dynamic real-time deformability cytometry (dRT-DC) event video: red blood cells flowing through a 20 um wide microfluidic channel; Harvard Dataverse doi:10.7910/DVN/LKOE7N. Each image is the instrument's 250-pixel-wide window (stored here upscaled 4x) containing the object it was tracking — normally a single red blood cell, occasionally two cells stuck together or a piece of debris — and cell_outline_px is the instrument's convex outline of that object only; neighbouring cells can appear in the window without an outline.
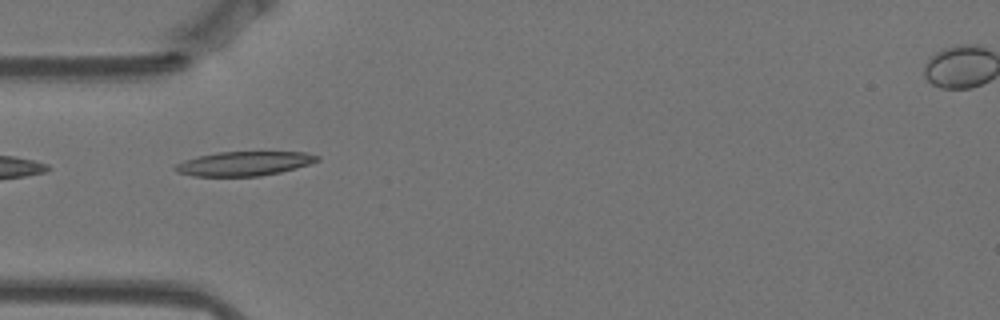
{"species": "Egyptian fruit bat (a non-hibernating species)", "species_latin": "Rousettus aegyptiacus", "temperature_condition": "warm", "stored_images_in_passage": 41, "camera_frame_rate_fps": 3000, "um_per_image_px": 0.085, "animal": {"sex": "female"}, "frame": {"image": 1, "passage_image": 1, "time_ms": 0.0, "image_size_px": [1000, 320], "cell_outline_px": [[320, 160], [296, 168], [280, 172], [260, 176], [192, 176], [176, 172], [172, 168], [176, 164], [184, 160], [216, 152], [304, 152], [320, 156]], "centroid_in_image_um": [20.73, 13.91], "position_along_channel_um": 64.3, "area_um2": 20.06}}
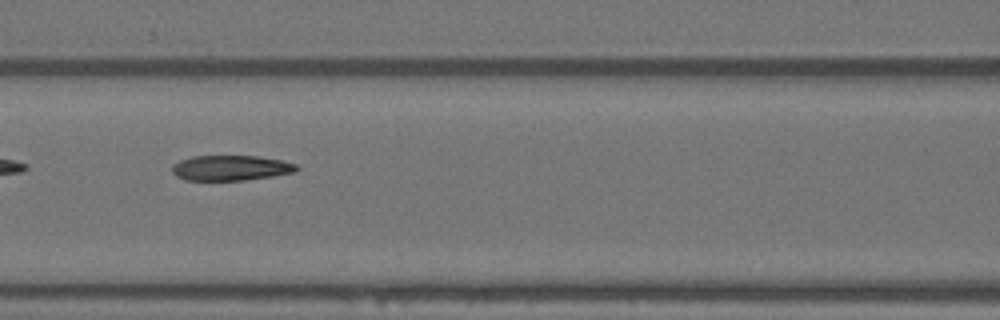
{"frame": {"image": 2, "passage_image": 8, "time_ms": 2.333, "image_size_px": [1000, 320], "cell_outline_px": [[300, 168], [296, 172], [272, 176], [244, 180], [184, 180], [176, 176], [172, 172], [172, 164], [180, 160], [192, 156], [256, 156], [280, 160], [296, 164]], "centroid_in_image_um": [19.6, 14.27], "position_along_channel_um": 147.0, "area_um2": 18.32}}
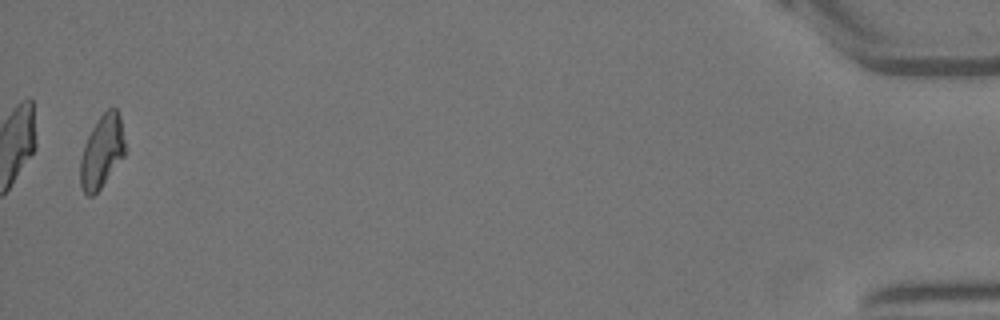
{"frame": {"image": 3, "passage_image": 40, "time_ms": 13.0, "image_size_px": [1000, 320], "cell_outline_px": [[124, 156], [100, 188], [92, 196], [88, 196], [84, 192], [80, 184], [80, 160], [84, 144], [92, 128], [100, 116], [108, 108], [116, 108], [120, 116], [124, 140]], "centroid_in_image_um": [8.64, 12.88], "position_along_channel_um": 426.6, "area_um2": 18.67}, "authors_computed_cell_mechanics": {"area_um2": 19.363, "velocity_mm_per_s": 3.5185, "shape_relaxation_time_tau1_ms": null, "shape_relaxation_time_tau2_ms": 5.1013, "deformation_change_tau1": null, "deformation_change_tau2": 0.1295}}